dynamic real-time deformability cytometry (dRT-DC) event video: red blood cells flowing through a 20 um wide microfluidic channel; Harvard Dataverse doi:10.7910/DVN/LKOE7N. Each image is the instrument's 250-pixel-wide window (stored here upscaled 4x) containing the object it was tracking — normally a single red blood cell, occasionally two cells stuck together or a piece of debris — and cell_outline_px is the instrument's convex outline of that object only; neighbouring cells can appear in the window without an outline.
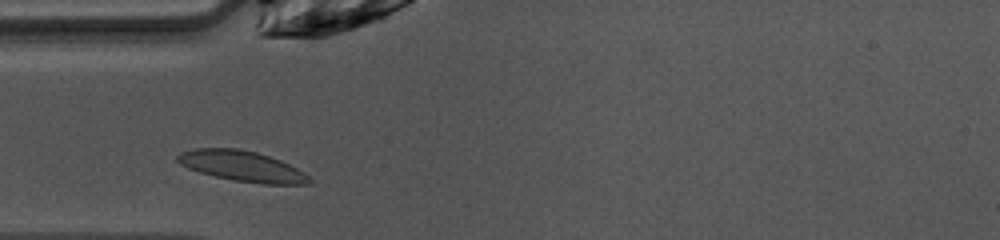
{"species": "common noctule bat (a hibernating species)", "species_latin": "Nyctalus noctula", "temperature_condition": "warm", "stored_images_in_passage": 27, "camera_frame_rate_fps": 3000, "um_per_image_px": 0.085, "animal": {"sex": "female", "body_mass_g": 10.0, "forearm_length_mm": 53.1}, "frame": {"image": 1, "passage_image": 2, "time_ms": 0.333, "image_size_px": [1000, 240], "cell_outline_px": [[312, 184], [264, 184], [236, 180], [216, 176], [200, 172], [188, 168], [180, 164], [176, 160], [176, 156], [180, 152], [196, 148], [236, 148], [256, 152], [280, 160], [304, 172], [312, 180]], "centroid_in_image_um": [20.57, 14.12], "position_along_channel_um": 64.4, "area_um2": 23.24}}
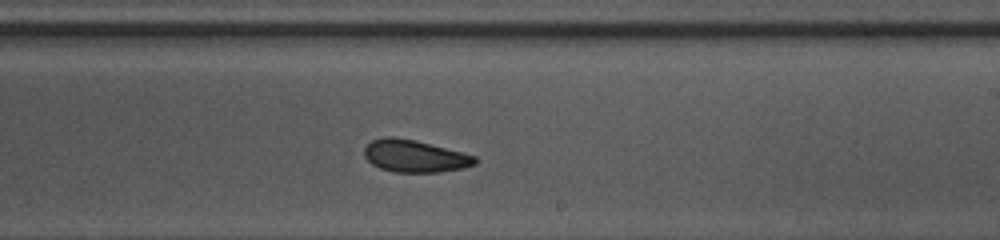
{"frame": {"image": 2, "passage_image": 16, "time_ms": 5.0, "image_size_px": [1000, 240], "cell_outline_px": [[480, 160], [476, 164], [464, 168], [440, 172], [396, 172], [380, 168], [372, 164], [364, 156], [364, 148], [372, 140], [384, 136], [392, 136], [416, 140], [476, 156]], "centroid_in_image_um": [35.27, 13.26], "position_along_channel_um": 253.7, "area_um2": 20.92}}
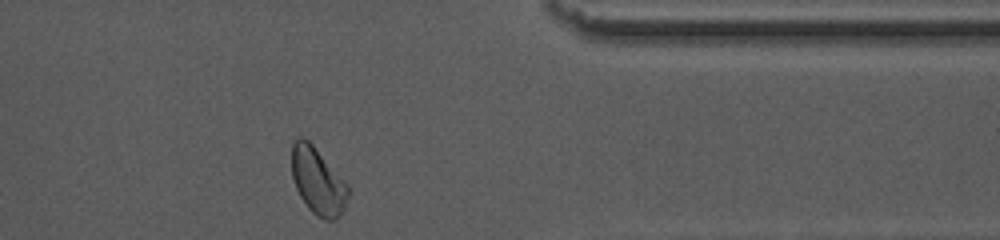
{"frame": {"image": 3, "passage_image": 27, "time_ms": 8.667, "image_size_px": [1000, 240], "cell_outline_px": [[348, 196], [344, 208], [340, 216], [336, 220], [324, 220], [316, 216], [308, 208], [300, 196], [296, 188], [292, 176], [292, 144], [300, 136], [308, 140], [312, 144], [348, 184]], "centroid_in_image_um": [27.02, 15.42], "position_along_channel_um": 384.4, "area_um2": 21.85}, "authors_computed_cell_mechanics": {"area_um2": 21.097, "velocity_mm_per_s": 4.0318, "shape_relaxation_time_tau1_ms": 4.2286, "shape_relaxation_time_tau2_ms": 3.4684, "deformation_change_tau1": 0.111, "deformation_change_tau2": 0.0775}}